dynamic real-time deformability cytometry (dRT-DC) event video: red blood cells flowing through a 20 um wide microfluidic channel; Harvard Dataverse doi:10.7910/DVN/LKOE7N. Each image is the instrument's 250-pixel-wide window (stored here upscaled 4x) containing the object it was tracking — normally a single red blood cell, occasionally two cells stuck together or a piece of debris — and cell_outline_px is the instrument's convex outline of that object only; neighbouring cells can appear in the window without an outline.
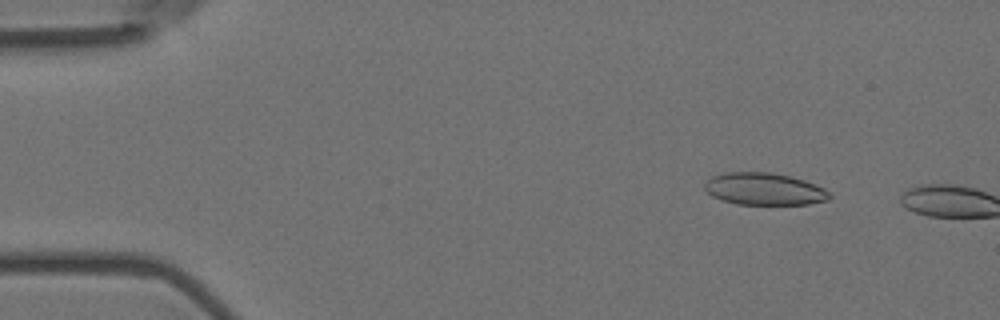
{"species": "Egyptian fruit bat (a non-hibernating species)", "species_latin": "Rousettus aegyptiacus", "temperature_condition": "room temperature", "stored_images_in_passage": 3, "camera_frame_rate_fps": 3000, "um_per_image_px": 0.085, "animal": {"sex": "female"}, "frame": {"image": 1, "passage_image": 2, "time_ms": 0.333, "image_size_px": [1000, 320], "cell_outline_px": [[832, 196], [828, 200], [808, 204], [736, 204], [720, 200], [712, 196], [704, 188], [704, 184], [712, 176], [728, 172], [772, 172], [804, 180], [816, 184], [832, 192]], "centroid_in_image_um": [64.99, 16.07], "position_along_channel_um": 20.0, "area_um2": 23.52}}